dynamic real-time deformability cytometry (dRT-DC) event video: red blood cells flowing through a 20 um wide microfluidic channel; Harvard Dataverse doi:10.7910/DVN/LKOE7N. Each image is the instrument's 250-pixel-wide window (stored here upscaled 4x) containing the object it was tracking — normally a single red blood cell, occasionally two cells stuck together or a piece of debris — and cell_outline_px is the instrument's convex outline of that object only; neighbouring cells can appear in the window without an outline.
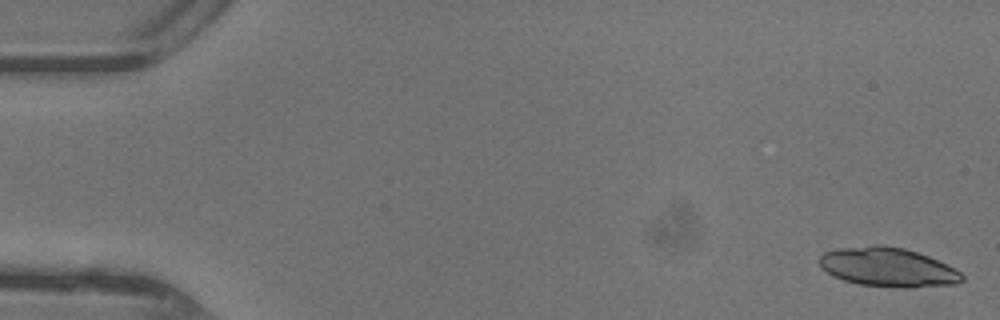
{"species": "common noctule bat (a hibernating species)", "species_latin": "Nyctalus noctula", "temperature_condition": "warm", "stored_images_in_passage": 46, "segment_of_instrument_passage": [1, 2], "camera_frame_rate_fps": 3000, "um_per_image_px": 0.085, "animal": {"sex": "female"}, "frame": {"image": 1, "passage_image": 1, "time_ms": 0.0, "image_size_px": [1000, 320], "cell_outline_px": [[964, 280], [956, 284], [912, 288], [904, 288], [860, 284], [844, 280], [828, 272], [820, 264], [820, 256], [824, 252], [840, 248], [876, 244], [884, 244], [904, 248], [928, 256], [960, 272], [964, 276]], "centroid_in_image_um": [75.5, 22.71], "position_along_channel_um": 9.5, "area_um2": 32.25}}
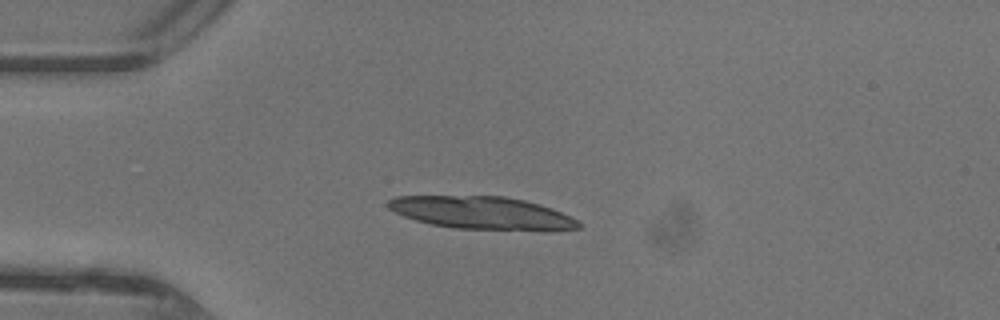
{"frame": {"image": 2, "passage_image": 12, "time_ms": 3.667, "image_size_px": [1000, 320], "cell_outline_px": [[580, 228], [548, 232], [544, 232], [456, 228], [432, 224], [416, 220], [404, 216], [388, 208], [388, 200], [396, 196], [504, 196], [524, 200], [540, 204], [552, 208], [576, 220], [580, 224]], "centroid_in_image_um": [41.04, 18.12], "position_along_channel_um": 44.0, "area_um2": 36.65}}